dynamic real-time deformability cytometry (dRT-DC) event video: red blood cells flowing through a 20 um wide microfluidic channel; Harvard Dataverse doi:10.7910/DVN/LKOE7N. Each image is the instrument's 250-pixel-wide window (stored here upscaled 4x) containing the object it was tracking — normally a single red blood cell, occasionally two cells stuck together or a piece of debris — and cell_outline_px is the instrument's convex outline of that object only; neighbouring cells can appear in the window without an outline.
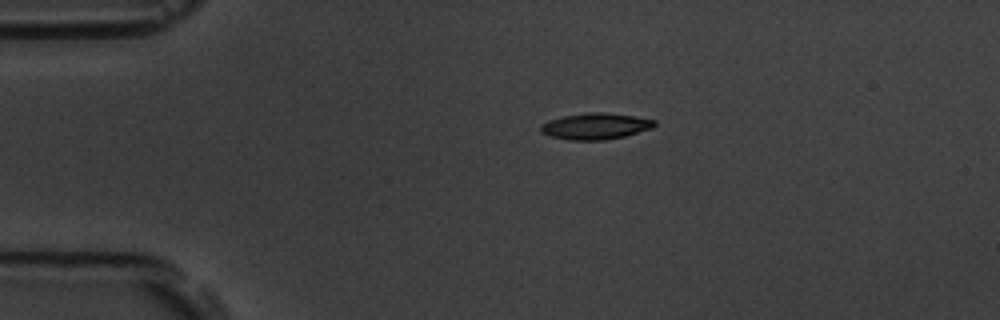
{"species": "common noctule bat (a hibernating species)", "species_latin": "Nyctalus noctula", "temperature_condition": "room temperature", "stored_images_in_passage": 4, "camera_frame_rate_fps": 3000, "um_per_image_px": 0.085, "animal": {"sex": "male", "body_mass_g": 19.5, "forearm_length_mm": 54.6}, "frame": {"image": 1, "passage_image": 1, "time_ms": 0.0, "image_size_px": [1000, 320], "cell_outline_px": [[656, 124], [652, 128], [624, 136], [604, 140], [568, 140], [552, 136], [540, 132], [540, 124], [548, 120], [564, 116], [588, 112], [604, 112], [632, 116], [656, 120]], "centroid_in_image_um": [50.59, 10.72], "position_along_channel_um": 34.4, "area_um2": 17.34}}
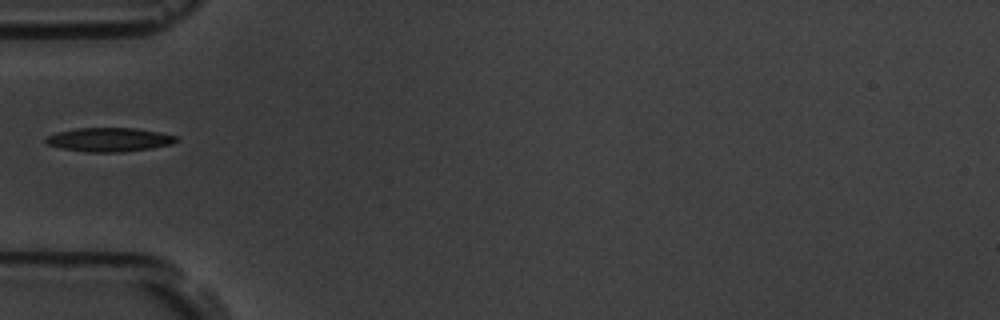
{"frame": {"image": 2, "passage_image": 3, "time_ms": 2.333, "image_size_px": [1000, 320], "cell_outline_px": [[180, 140], [172, 144], [152, 148], [120, 152], [88, 152], [64, 148], [48, 144], [44, 140], [48, 136], [56, 132], [76, 128], [136, 128], [160, 132], [176, 136]], "centroid_in_image_um": [9.33, 11.86], "position_along_channel_um": 75.7, "area_um2": 18.09}}
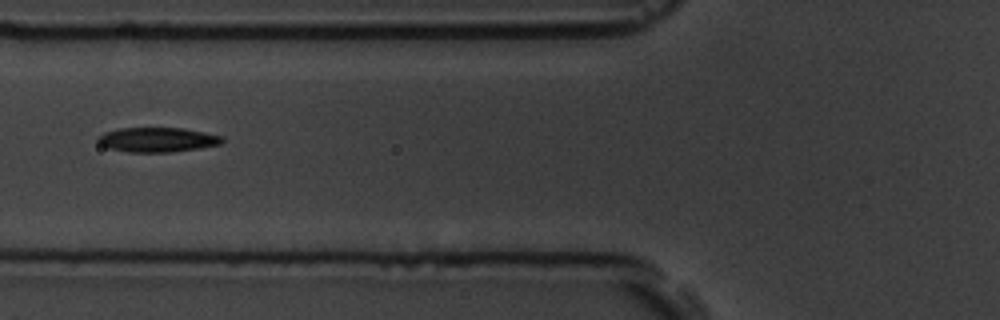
{"frame": {"image": 3, "passage_image": 4, "time_ms": 3.333, "image_size_px": [1000, 320], "cell_outline_px": [[224, 140], [220, 144], [200, 148], [168, 152], [128, 152], [108, 148], [100, 144], [96, 136], [104, 132], [120, 128], [184, 128], [224, 136]], "centroid_in_image_um": [13.37, 11.87], "position_along_channel_um": 112.4, "area_um2": 17.86}}